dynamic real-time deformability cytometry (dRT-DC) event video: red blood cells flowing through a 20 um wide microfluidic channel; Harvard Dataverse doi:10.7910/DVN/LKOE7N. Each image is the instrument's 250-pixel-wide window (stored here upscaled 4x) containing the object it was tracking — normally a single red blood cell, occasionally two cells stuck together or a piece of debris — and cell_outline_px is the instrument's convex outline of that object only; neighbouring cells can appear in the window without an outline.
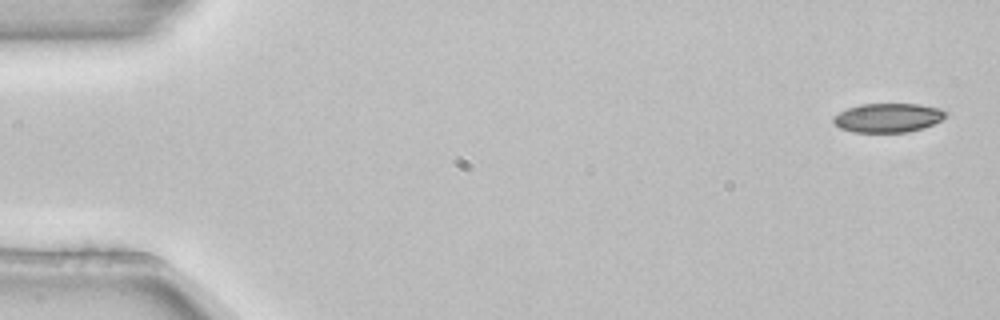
{"species": "common noctule bat (a hibernating species)", "species_latin": "Nyctalus noctula", "temperature_condition": "room temperature", "stored_images_in_passage": 3, "camera_frame_rate_fps": 3000, "um_per_image_px": 0.085, "animal": {"sex": "female", "body_mass_g": 22.7, "forearm_length_mm": 54.2}, "frame": {"image": 1, "passage_image": 1, "time_ms": 0.0, "image_size_px": [1000, 320], "cell_outline_px": [[948, 112], [940, 120], [924, 128], [908, 132], [852, 132], [840, 128], [832, 120], [832, 116], [848, 108], [860, 104], [920, 104], [940, 108]], "centroid_in_image_um": [75.47, 10.01], "position_along_channel_um": 9.5, "area_um2": 19.02}}
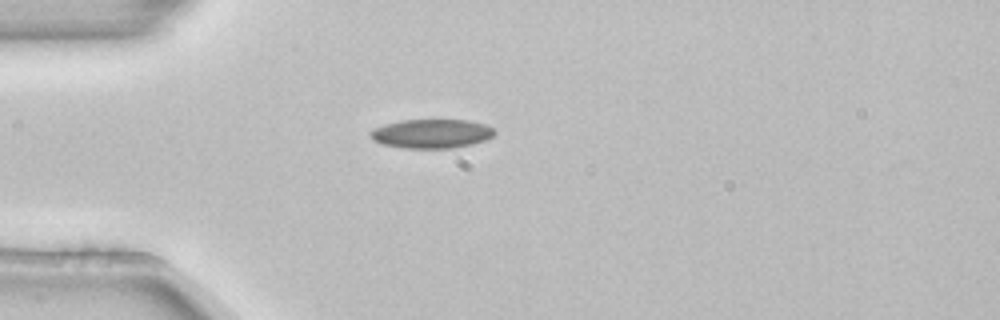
{"frame": {"image": 2, "passage_image": 3, "time_ms": 0.667, "image_size_px": [1000, 320], "cell_outline_px": [[496, 132], [492, 136], [484, 140], [472, 144], [452, 148], [404, 148], [384, 144], [372, 140], [368, 136], [368, 132], [384, 124], [400, 120], [468, 120], [484, 124], [492, 128]], "centroid_in_image_um": [36.64, 11.36], "position_along_channel_um": 48.4, "area_um2": 20.98}}